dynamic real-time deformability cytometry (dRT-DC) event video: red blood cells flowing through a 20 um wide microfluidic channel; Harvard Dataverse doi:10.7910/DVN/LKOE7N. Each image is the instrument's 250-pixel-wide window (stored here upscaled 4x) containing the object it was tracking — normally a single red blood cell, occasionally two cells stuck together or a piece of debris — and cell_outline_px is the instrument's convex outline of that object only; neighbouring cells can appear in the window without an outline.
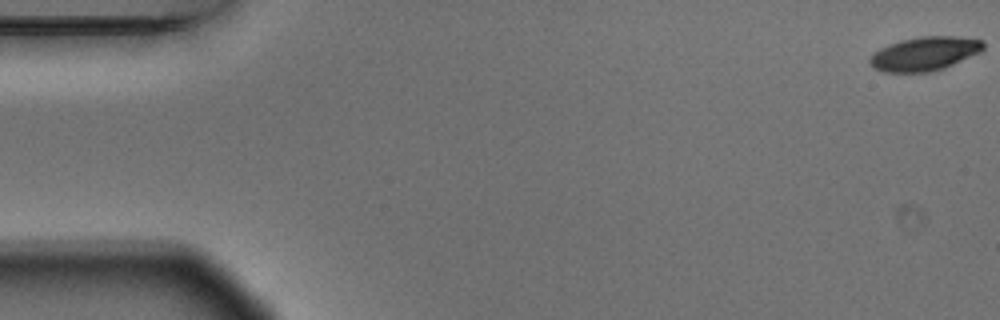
{"species": "Egyptian fruit bat (a non-hibernating species)", "species_latin": "Rousettus aegyptiacus", "temperature_condition": "warm", "stored_images_in_passage": 4, "camera_frame_rate_fps": 3000, "um_per_image_px": 0.085, "animal": {"sex": "male"}, "frame": {"image": 1, "passage_image": 1, "time_ms": 0.0, "image_size_px": [1000, 320], "cell_outline_px": [[984, 48], [980, 52], [944, 68], [928, 72], [884, 72], [872, 68], [868, 60], [880, 48], [888, 44], [900, 40], [924, 36], [956, 36], [984, 40]], "centroid_in_image_um": [78.59, 4.56], "position_along_channel_um": 6.4, "area_um2": 22.37}}
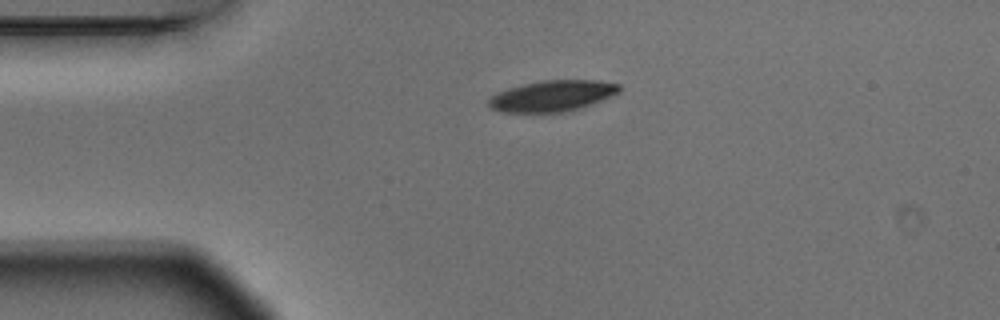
{"frame": {"image": 2, "passage_image": 3, "time_ms": 0.667, "image_size_px": [1000, 320], "cell_outline_px": [[620, 92], [580, 108], [564, 112], [504, 112], [492, 108], [488, 104], [488, 96], [508, 88], [540, 80], [600, 80], [620, 84]], "centroid_in_image_um": [46.93, 8.14], "position_along_channel_um": 38.1, "area_um2": 23.52}}